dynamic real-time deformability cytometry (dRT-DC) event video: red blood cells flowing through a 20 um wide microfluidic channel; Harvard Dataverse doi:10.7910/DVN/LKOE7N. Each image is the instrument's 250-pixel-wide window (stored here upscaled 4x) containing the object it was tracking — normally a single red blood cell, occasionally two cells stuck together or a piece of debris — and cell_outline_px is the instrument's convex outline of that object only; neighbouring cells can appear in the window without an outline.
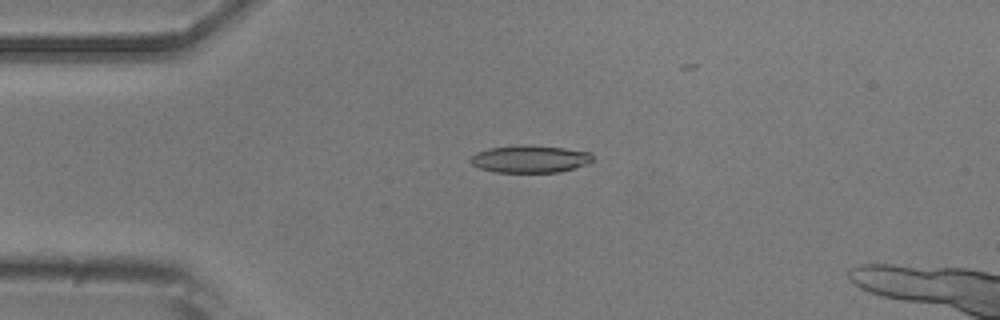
{"species": "common noctule bat (a hibernating species)", "species_latin": "Nyctalus noctula", "temperature_condition": "room temperature", "stored_images_in_passage": 4, "camera_frame_rate_fps": 3000, "um_per_image_px": 0.085, "animal": {"sex": "male", "body_mass_g": 20.5, "forearm_length_mm": 52.5}, "frame": {"image": 1, "passage_image": 2, "time_ms": 2.333, "image_size_px": [1000, 320], "cell_outline_px": [[592, 160], [588, 164], [560, 172], [496, 172], [480, 168], [472, 164], [468, 160], [476, 152], [488, 148], [516, 144], [524, 144], [564, 148], [592, 152]], "centroid_in_image_um": [45.04, 13.5], "position_along_channel_um": 40.0, "area_um2": 19.71}}
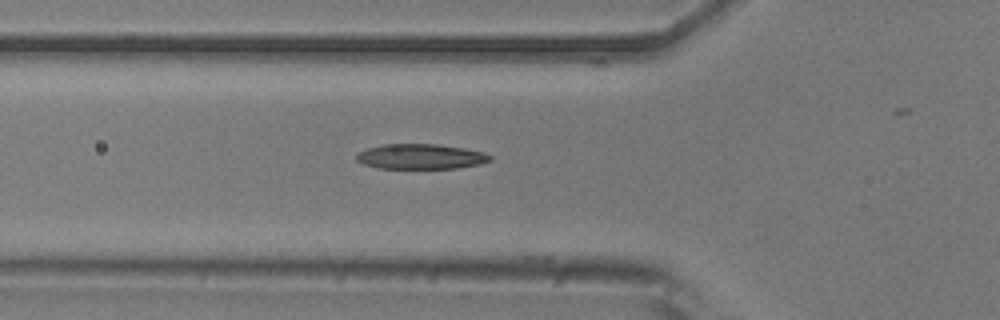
{"frame": {"image": 2, "passage_image": 4, "time_ms": 4.333, "image_size_px": [1000, 320], "cell_outline_px": [[492, 160], [480, 164], [456, 168], [376, 168], [364, 164], [356, 160], [356, 152], [364, 148], [384, 144], [440, 144], [464, 148], [484, 152], [492, 156]], "centroid_in_image_um": [35.73, 13.3], "position_along_channel_um": 90.1, "area_um2": 19.77}}